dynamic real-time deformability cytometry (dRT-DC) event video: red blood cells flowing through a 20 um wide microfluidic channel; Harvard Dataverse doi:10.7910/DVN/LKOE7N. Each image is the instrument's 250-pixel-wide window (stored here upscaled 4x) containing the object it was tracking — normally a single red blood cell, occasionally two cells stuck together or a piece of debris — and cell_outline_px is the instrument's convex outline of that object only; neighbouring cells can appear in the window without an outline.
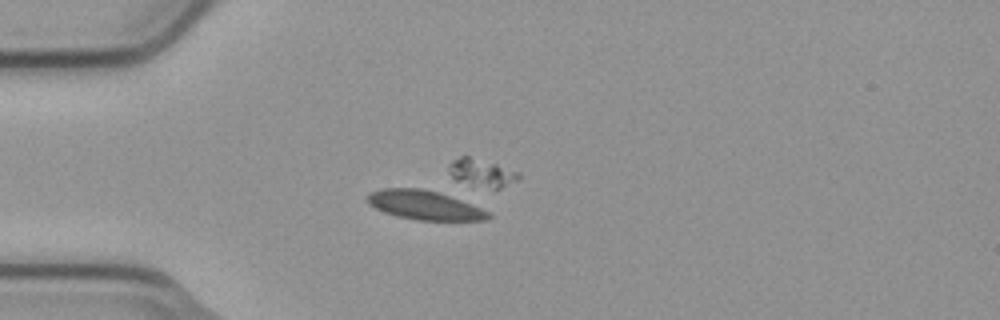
{"species": "common noctule bat (a hibernating species)", "species_latin": "Nyctalus noctula", "temperature_condition": "cold", "stored_images_in_passage": 6, "camera_frame_rate_fps": 3000, "um_per_image_px": 0.085, "animal": {"sex": "male", "body_mass_g": 23.1, "forearm_length_mm": 52.7}, "frame": {"image": 1, "passage_image": 4, "time_ms": 1.0, "image_size_px": [1000, 320], "cell_outline_px": [[492, 216], [488, 220], [416, 220], [396, 216], [384, 212], [368, 204], [368, 192], [384, 188], [420, 188], [440, 192], [480, 208], [488, 212]], "centroid_in_image_um": [36.05, 17.43], "position_along_channel_um": 48.9, "area_um2": 20.4}}